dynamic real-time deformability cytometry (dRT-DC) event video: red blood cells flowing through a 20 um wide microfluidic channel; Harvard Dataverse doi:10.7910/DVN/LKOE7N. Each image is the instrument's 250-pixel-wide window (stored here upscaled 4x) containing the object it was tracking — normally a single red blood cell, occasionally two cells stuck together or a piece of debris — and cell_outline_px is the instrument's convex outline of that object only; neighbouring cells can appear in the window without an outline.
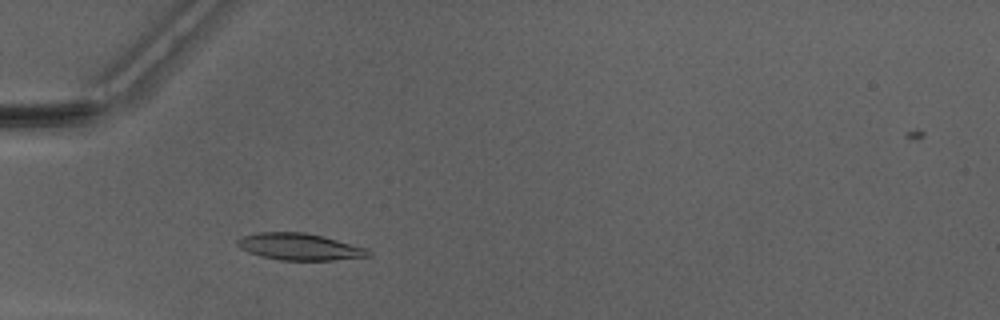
{"species": "Egyptian fruit bat (a non-hibernating species)", "species_latin": "Rousettus aegyptiacus", "temperature_condition": "warm", "stored_images_in_passage": 33, "camera_frame_rate_fps": 3000, "um_per_image_px": 0.085, "animal": {"sex": "male"}, "frame": {"image": 1, "passage_image": 7, "time_ms": 2.0, "image_size_px": [1000, 320], "cell_outline_px": [[372, 252], [368, 256], [332, 260], [280, 260], [260, 256], [248, 252], [240, 248], [236, 244], [236, 240], [240, 236], [256, 232], [304, 232], [324, 236], [368, 248]], "centroid_in_image_um": [25.43, 20.96], "position_along_channel_um": 59.6, "area_um2": 20.63}}
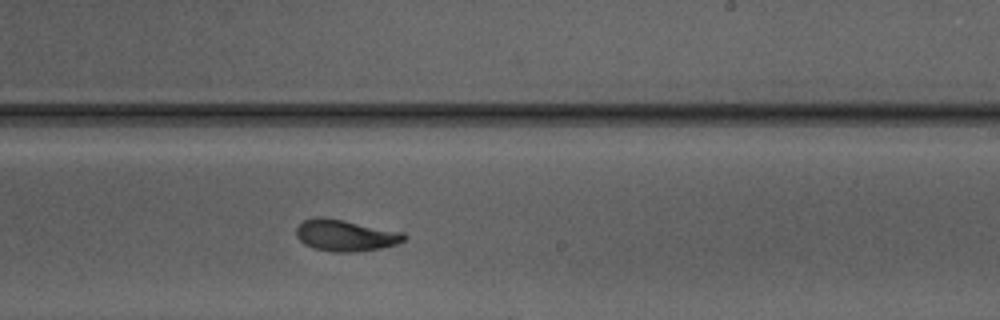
{"frame": {"image": 2, "passage_image": 22, "time_ms": 7.0, "image_size_px": [1000, 320], "cell_outline_px": [[408, 236], [404, 240], [396, 244], [380, 248], [352, 252], [332, 252], [312, 248], [304, 244], [296, 236], [296, 228], [304, 220], [320, 216], [344, 220], [404, 232]], "centroid_in_image_um": [29.36, 20.01], "position_along_channel_um": 259.6, "area_um2": 19.83}}
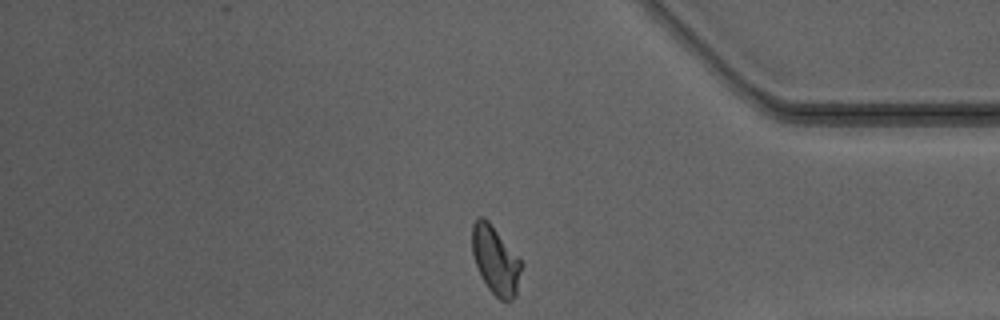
{"frame": {"image": 3, "passage_image": 33, "time_ms": 10.667, "image_size_px": [1000, 320], "cell_outline_px": [[524, 264], [516, 296], [512, 300], [500, 300], [488, 288], [480, 276], [472, 252], [472, 224], [480, 216], [488, 220]], "centroid_in_image_um": [42.14, 22.15], "position_along_channel_um": 393.1, "area_um2": 19.59}, "authors_computed_cell_mechanics": {"area_um2": 19.8254, "velocity_mm_per_s": 4.1494, "shape_relaxation_time_tau1_ms": 2.8318, "shape_relaxation_time_tau2_ms": 1.1372, "deformation_change_tau1": 0.1604, "deformation_change_tau2": 0.0603}}